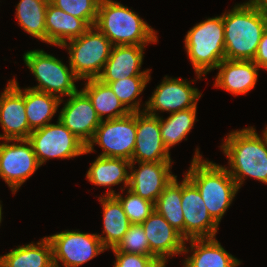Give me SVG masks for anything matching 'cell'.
<instances>
[{"label": "cell", "instance_id": "15", "mask_svg": "<svg viewBox=\"0 0 267 267\" xmlns=\"http://www.w3.org/2000/svg\"><path fill=\"white\" fill-rule=\"evenodd\" d=\"M62 103L59 121L87 146L101 123L89 97L80 89Z\"/></svg>", "mask_w": 267, "mask_h": 267}, {"label": "cell", "instance_id": "18", "mask_svg": "<svg viewBox=\"0 0 267 267\" xmlns=\"http://www.w3.org/2000/svg\"><path fill=\"white\" fill-rule=\"evenodd\" d=\"M146 46L148 45L112 46L110 57L97 79L102 83H110L133 76H150L151 69L141 70Z\"/></svg>", "mask_w": 267, "mask_h": 267}, {"label": "cell", "instance_id": "19", "mask_svg": "<svg viewBox=\"0 0 267 267\" xmlns=\"http://www.w3.org/2000/svg\"><path fill=\"white\" fill-rule=\"evenodd\" d=\"M141 225L156 258L168 260L183 255L185 239L156 210Z\"/></svg>", "mask_w": 267, "mask_h": 267}, {"label": "cell", "instance_id": "37", "mask_svg": "<svg viewBox=\"0 0 267 267\" xmlns=\"http://www.w3.org/2000/svg\"><path fill=\"white\" fill-rule=\"evenodd\" d=\"M267 18V0H250Z\"/></svg>", "mask_w": 267, "mask_h": 267}, {"label": "cell", "instance_id": "7", "mask_svg": "<svg viewBox=\"0 0 267 267\" xmlns=\"http://www.w3.org/2000/svg\"><path fill=\"white\" fill-rule=\"evenodd\" d=\"M23 61L38 83L29 88L55 95L60 99L78 91L75 82L80 79L62 59L43 49H33L24 53Z\"/></svg>", "mask_w": 267, "mask_h": 267}, {"label": "cell", "instance_id": "33", "mask_svg": "<svg viewBox=\"0 0 267 267\" xmlns=\"http://www.w3.org/2000/svg\"><path fill=\"white\" fill-rule=\"evenodd\" d=\"M111 250L155 257L150 251L149 242L141 224H131L119 244Z\"/></svg>", "mask_w": 267, "mask_h": 267}, {"label": "cell", "instance_id": "40", "mask_svg": "<svg viewBox=\"0 0 267 267\" xmlns=\"http://www.w3.org/2000/svg\"><path fill=\"white\" fill-rule=\"evenodd\" d=\"M262 133L265 135V138L267 140V125L265 126V129L262 131Z\"/></svg>", "mask_w": 267, "mask_h": 267}, {"label": "cell", "instance_id": "5", "mask_svg": "<svg viewBox=\"0 0 267 267\" xmlns=\"http://www.w3.org/2000/svg\"><path fill=\"white\" fill-rule=\"evenodd\" d=\"M184 46L197 80L206 78L225 59L223 13L195 24L185 35Z\"/></svg>", "mask_w": 267, "mask_h": 267}, {"label": "cell", "instance_id": "22", "mask_svg": "<svg viewBox=\"0 0 267 267\" xmlns=\"http://www.w3.org/2000/svg\"><path fill=\"white\" fill-rule=\"evenodd\" d=\"M130 163L131 161L122 158L97 156L86 172V179L95 186L107 187L108 190L103 195H115L112 186L123 184L120 190L129 186Z\"/></svg>", "mask_w": 267, "mask_h": 267}, {"label": "cell", "instance_id": "4", "mask_svg": "<svg viewBox=\"0 0 267 267\" xmlns=\"http://www.w3.org/2000/svg\"><path fill=\"white\" fill-rule=\"evenodd\" d=\"M113 46L158 43V33L138 13L117 0H100L94 25Z\"/></svg>", "mask_w": 267, "mask_h": 267}, {"label": "cell", "instance_id": "32", "mask_svg": "<svg viewBox=\"0 0 267 267\" xmlns=\"http://www.w3.org/2000/svg\"><path fill=\"white\" fill-rule=\"evenodd\" d=\"M124 191H126L125 197L122 195ZM121 192L114 196L120 201L131 224H142L155 210L153 202L141 198L129 188H125Z\"/></svg>", "mask_w": 267, "mask_h": 267}, {"label": "cell", "instance_id": "29", "mask_svg": "<svg viewBox=\"0 0 267 267\" xmlns=\"http://www.w3.org/2000/svg\"><path fill=\"white\" fill-rule=\"evenodd\" d=\"M197 106L170 113L167 118L160 116L161 138L164 146L169 151L182 140H187L197 118Z\"/></svg>", "mask_w": 267, "mask_h": 267}, {"label": "cell", "instance_id": "3", "mask_svg": "<svg viewBox=\"0 0 267 267\" xmlns=\"http://www.w3.org/2000/svg\"><path fill=\"white\" fill-rule=\"evenodd\" d=\"M225 59L253 60L267 18L250 1L237 3L223 13Z\"/></svg>", "mask_w": 267, "mask_h": 267}, {"label": "cell", "instance_id": "10", "mask_svg": "<svg viewBox=\"0 0 267 267\" xmlns=\"http://www.w3.org/2000/svg\"><path fill=\"white\" fill-rule=\"evenodd\" d=\"M28 140L40 165L50 159H71L84 155L86 145L57 119L30 133Z\"/></svg>", "mask_w": 267, "mask_h": 267}, {"label": "cell", "instance_id": "28", "mask_svg": "<svg viewBox=\"0 0 267 267\" xmlns=\"http://www.w3.org/2000/svg\"><path fill=\"white\" fill-rule=\"evenodd\" d=\"M48 3L46 0H20L15 9V17L22 30L45 43Z\"/></svg>", "mask_w": 267, "mask_h": 267}, {"label": "cell", "instance_id": "34", "mask_svg": "<svg viewBox=\"0 0 267 267\" xmlns=\"http://www.w3.org/2000/svg\"><path fill=\"white\" fill-rule=\"evenodd\" d=\"M99 2L100 0H53L51 3L93 27L97 20Z\"/></svg>", "mask_w": 267, "mask_h": 267}, {"label": "cell", "instance_id": "24", "mask_svg": "<svg viewBox=\"0 0 267 267\" xmlns=\"http://www.w3.org/2000/svg\"><path fill=\"white\" fill-rule=\"evenodd\" d=\"M103 210V230L97 236L106 250L115 248L131 225L120 201L114 196L98 197Z\"/></svg>", "mask_w": 267, "mask_h": 267}, {"label": "cell", "instance_id": "30", "mask_svg": "<svg viewBox=\"0 0 267 267\" xmlns=\"http://www.w3.org/2000/svg\"><path fill=\"white\" fill-rule=\"evenodd\" d=\"M182 181L177 176L165 187L154 204L155 210L184 238V216L182 210Z\"/></svg>", "mask_w": 267, "mask_h": 267}, {"label": "cell", "instance_id": "36", "mask_svg": "<svg viewBox=\"0 0 267 267\" xmlns=\"http://www.w3.org/2000/svg\"><path fill=\"white\" fill-rule=\"evenodd\" d=\"M253 61L258 65L260 69L267 71V28L262 34Z\"/></svg>", "mask_w": 267, "mask_h": 267}, {"label": "cell", "instance_id": "38", "mask_svg": "<svg viewBox=\"0 0 267 267\" xmlns=\"http://www.w3.org/2000/svg\"><path fill=\"white\" fill-rule=\"evenodd\" d=\"M167 262H169L166 259L162 258H153L146 267H166Z\"/></svg>", "mask_w": 267, "mask_h": 267}, {"label": "cell", "instance_id": "23", "mask_svg": "<svg viewBox=\"0 0 267 267\" xmlns=\"http://www.w3.org/2000/svg\"><path fill=\"white\" fill-rule=\"evenodd\" d=\"M45 28L46 43L60 48L67 41L80 37L90 27L82 19L62 11L49 2Z\"/></svg>", "mask_w": 267, "mask_h": 267}, {"label": "cell", "instance_id": "26", "mask_svg": "<svg viewBox=\"0 0 267 267\" xmlns=\"http://www.w3.org/2000/svg\"><path fill=\"white\" fill-rule=\"evenodd\" d=\"M82 85L84 87L81 90L89 97L101 120L117 119L130 113L113 90L99 79L84 80Z\"/></svg>", "mask_w": 267, "mask_h": 267}, {"label": "cell", "instance_id": "35", "mask_svg": "<svg viewBox=\"0 0 267 267\" xmlns=\"http://www.w3.org/2000/svg\"><path fill=\"white\" fill-rule=\"evenodd\" d=\"M115 261L113 267H146V265L156 257H150L139 254H130L119 251H113Z\"/></svg>", "mask_w": 267, "mask_h": 267}, {"label": "cell", "instance_id": "25", "mask_svg": "<svg viewBox=\"0 0 267 267\" xmlns=\"http://www.w3.org/2000/svg\"><path fill=\"white\" fill-rule=\"evenodd\" d=\"M4 267H54L52 245L47 235L40 241L21 245L0 256Z\"/></svg>", "mask_w": 267, "mask_h": 267}, {"label": "cell", "instance_id": "8", "mask_svg": "<svg viewBox=\"0 0 267 267\" xmlns=\"http://www.w3.org/2000/svg\"><path fill=\"white\" fill-rule=\"evenodd\" d=\"M136 113L127 116L101 120L92 140L87 144L84 154L96 152L94 146H100L98 156L122 158L131 161L135 148Z\"/></svg>", "mask_w": 267, "mask_h": 267}, {"label": "cell", "instance_id": "2", "mask_svg": "<svg viewBox=\"0 0 267 267\" xmlns=\"http://www.w3.org/2000/svg\"><path fill=\"white\" fill-rule=\"evenodd\" d=\"M203 158L197 147L190 167L183 175L197 187L208 213L219 225L239 187L224 166Z\"/></svg>", "mask_w": 267, "mask_h": 267}, {"label": "cell", "instance_id": "12", "mask_svg": "<svg viewBox=\"0 0 267 267\" xmlns=\"http://www.w3.org/2000/svg\"><path fill=\"white\" fill-rule=\"evenodd\" d=\"M185 78H173L165 75L162 82L153 90L151 97L145 101V113L159 117V113H174L197 106L202 93Z\"/></svg>", "mask_w": 267, "mask_h": 267}, {"label": "cell", "instance_id": "13", "mask_svg": "<svg viewBox=\"0 0 267 267\" xmlns=\"http://www.w3.org/2000/svg\"><path fill=\"white\" fill-rule=\"evenodd\" d=\"M0 94V140L28 139L32 130L25 113V88L13 77Z\"/></svg>", "mask_w": 267, "mask_h": 267}, {"label": "cell", "instance_id": "14", "mask_svg": "<svg viewBox=\"0 0 267 267\" xmlns=\"http://www.w3.org/2000/svg\"><path fill=\"white\" fill-rule=\"evenodd\" d=\"M182 178V210L184 239L216 237L219 225L212 219L197 187L184 175Z\"/></svg>", "mask_w": 267, "mask_h": 267}, {"label": "cell", "instance_id": "27", "mask_svg": "<svg viewBox=\"0 0 267 267\" xmlns=\"http://www.w3.org/2000/svg\"><path fill=\"white\" fill-rule=\"evenodd\" d=\"M60 101L55 95L25 88V113L29 128L34 131L50 124L59 112Z\"/></svg>", "mask_w": 267, "mask_h": 267}, {"label": "cell", "instance_id": "31", "mask_svg": "<svg viewBox=\"0 0 267 267\" xmlns=\"http://www.w3.org/2000/svg\"><path fill=\"white\" fill-rule=\"evenodd\" d=\"M150 80L151 75L133 76L104 84H107L113 90L120 102L130 113H136L144 111L141 108V98L138 97L145 90Z\"/></svg>", "mask_w": 267, "mask_h": 267}, {"label": "cell", "instance_id": "9", "mask_svg": "<svg viewBox=\"0 0 267 267\" xmlns=\"http://www.w3.org/2000/svg\"><path fill=\"white\" fill-rule=\"evenodd\" d=\"M47 238L52 245L54 267H79L106 251L97 233H83L79 229H67Z\"/></svg>", "mask_w": 267, "mask_h": 267}, {"label": "cell", "instance_id": "39", "mask_svg": "<svg viewBox=\"0 0 267 267\" xmlns=\"http://www.w3.org/2000/svg\"><path fill=\"white\" fill-rule=\"evenodd\" d=\"M1 200H0V226H1V222H2V214H3V212H2V204H1Z\"/></svg>", "mask_w": 267, "mask_h": 267}, {"label": "cell", "instance_id": "20", "mask_svg": "<svg viewBox=\"0 0 267 267\" xmlns=\"http://www.w3.org/2000/svg\"><path fill=\"white\" fill-rule=\"evenodd\" d=\"M213 86L235 97L247 94L257 83L260 68L253 60H222Z\"/></svg>", "mask_w": 267, "mask_h": 267}, {"label": "cell", "instance_id": "16", "mask_svg": "<svg viewBox=\"0 0 267 267\" xmlns=\"http://www.w3.org/2000/svg\"><path fill=\"white\" fill-rule=\"evenodd\" d=\"M172 163L173 161L131 162L128 188L155 204L165 187L177 176L172 174Z\"/></svg>", "mask_w": 267, "mask_h": 267}, {"label": "cell", "instance_id": "11", "mask_svg": "<svg viewBox=\"0 0 267 267\" xmlns=\"http://www.w3.org/2000/svg\"><path fill=\"white\" fill-rule=\"evenodd\" d=\"M0 141V178L14 195L41 165L28 139Z\"/></svg>", "mask_w": 267, "mask_h": 267}, {"label": "cell", "instance_id": "21", "mask_svg": "<svg viewBox=\"0 0 267 267\" xmlns=\"http://www.w3.org/2000/svg\"><path fill=\"white\" fill-rule=\"evenodd\" d=\"M189 242L190 247H186ZM183 267H238L242 264L237 257L227 252L216 237L185 240L182 254Z\"/></svg>", "mask_w": 267, "mask_h": 267}, {"label": "cell", "instance_id": "6", "mask_svg": "<svg viewBox=\"0 0 267 267\" xmlns=\"http://www.w3.org/2000/svg\"><path fill=\"white\" fill-rule=\"evenodd\" d=\"M110 40L95 26L78 38L64 43L69 65L80 80L97 79L105 66L112 49Z\"/></svg>", "mask_w": 267, "mask_h": 267}, {"label": "cell", "instance_id": "1", "mask_svg": "<svg viewBox=\"0 0 267 267\" xmlns=\"http://www.w3.org/2000/svg\"><path fill=\"white\" fill-rule=\"evenodd\" d=\"M222 153L228 159L224 167L239 189L251 177L267 185V140L254 126L231 131L222 139Z\"/></svg>", "mask_w": 267, "mask_h": 267}, {"label": "cell", "instance_id": "17", "mask_svg": "<svg viewBox=\"0 0 267 267\" xmlns=\"http://www.w3.org/2000/svg\"><path fill=\"white\" fill-rule=\"evenodd\" d=\"M135 148L131 162L172 161L161 138L160 116L136 112Z\"/></svg>", "mask_w": 267, "mask_h": 267}]
</instances>
